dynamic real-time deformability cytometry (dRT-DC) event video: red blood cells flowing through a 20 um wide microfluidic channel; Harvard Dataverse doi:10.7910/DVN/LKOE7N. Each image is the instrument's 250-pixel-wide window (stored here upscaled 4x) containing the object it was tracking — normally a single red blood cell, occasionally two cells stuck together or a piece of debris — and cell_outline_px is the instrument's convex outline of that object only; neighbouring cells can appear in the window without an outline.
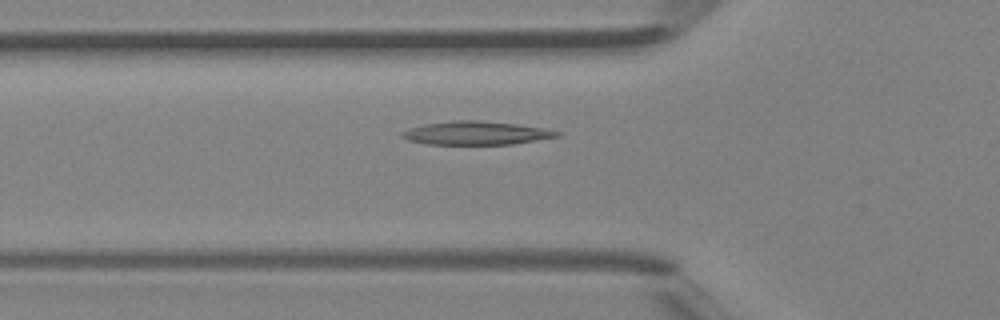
{"species": "Egyptian fruit bat (a non-hibernating species)", "species_latin": "Rousettus aegyptiacus", "temperature_condition": "room temperature", "stored_images_in_passage": 40, "camera_frame_rate_fps": 3000, "um_per_image_px": 0.085, "animal": {"sex": "female"}, "frame": {"image": 1, "passage_image": 10, "time_ms": 3.0, "image_size_px": [1000, 320], "cell_outline_px": [[560, 136], [512, 144], [428, 144], [408, 140], [400, 136], [400, 132], [424, 124], [452, 120], [480, 120], [516, 124], [540, 128], [560, 132]], "centroid_in_image_um": [40.42, 11.3], "position_along_channel_um": 85.4, "area_um2": 20.92}}
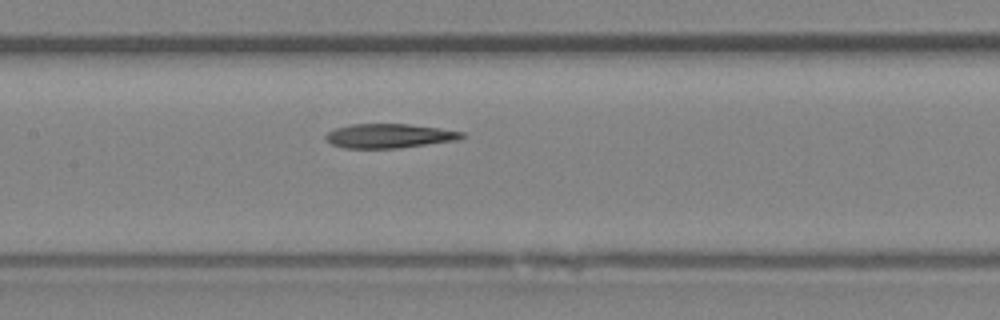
{"frame": {"image": 2, "passage_image": 16, "time_ms": 5.0, "image_size_px": [1000, 320], "cell_outline_px": [[464, 136], [460, 140], [400, 148], [344, 148], [332, 144], [324, 136], [328, 132], [336, 128], [352, 124], [408, 124], [440, 128], [464, 132]], "centroid_in_image_um": [33.12, 11.55], "position_along_channel_um": 174.3, "area_um2": 19.25}}
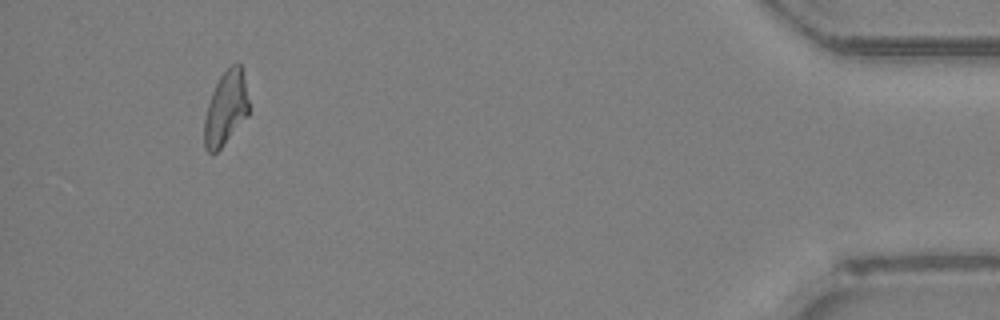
{"frame": {"image": 3, "passage_image": 37, "time_ms": 12.0, "image_size_px": [1000, 320], "cell_outline_px": [[248, 116], [220, 148], [216, 152], [208, 152], [204, 148], [204, 120], [208, 104], [212, 92], [220, 76], [232, 64], [240, 64], [244, 80], [248, 100]], "centroid_in_image_um": [19.17, 9.23], "position_along_channel_um": 416.0, "area_um2": 18.79}}